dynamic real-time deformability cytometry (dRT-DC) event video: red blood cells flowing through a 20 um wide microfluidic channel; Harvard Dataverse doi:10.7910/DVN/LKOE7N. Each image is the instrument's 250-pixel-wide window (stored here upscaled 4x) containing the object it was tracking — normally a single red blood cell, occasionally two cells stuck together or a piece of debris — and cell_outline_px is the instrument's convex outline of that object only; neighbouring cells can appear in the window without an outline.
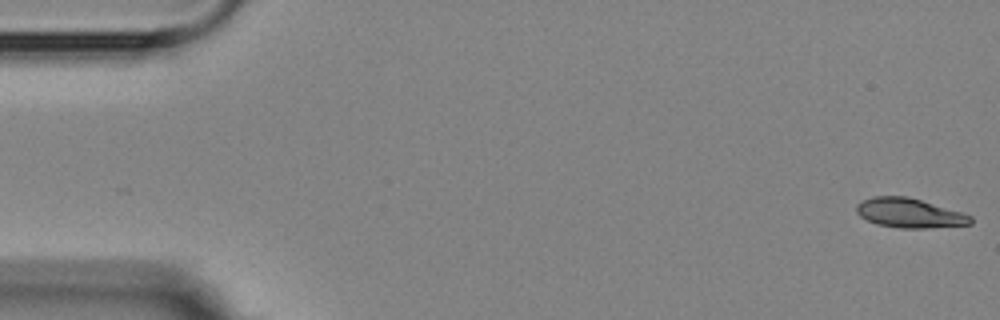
{"species": "Egyptian fruit bat (a non-hibernating species)", "species_latin": "Rousettus aegyptiacus", "temperature_condition": "room temperature", "stored_images_in_passage": 5, "segment_of_instrument_passage": [1, 2], "camera_frame_rate_fps": 3000, "um_per_image_px": 0.085, "animal": {"sex": "female"}, "frame": {"image": 1, "passage_image": 1, "time_ms": 0.0, "image_size_px": [1000, 320], "cell_outline_px": [[972, 224], [924, 228], [900, 228], [876, 224], [860, 216], [856, 212], [856, 204], [872, 196], [908, 196], [960, 212], [972, 216]], "centroid_in_image_um": [77.27, 18.1], "position_along_channel_um": 7.7, "area_um2": 19.42}}
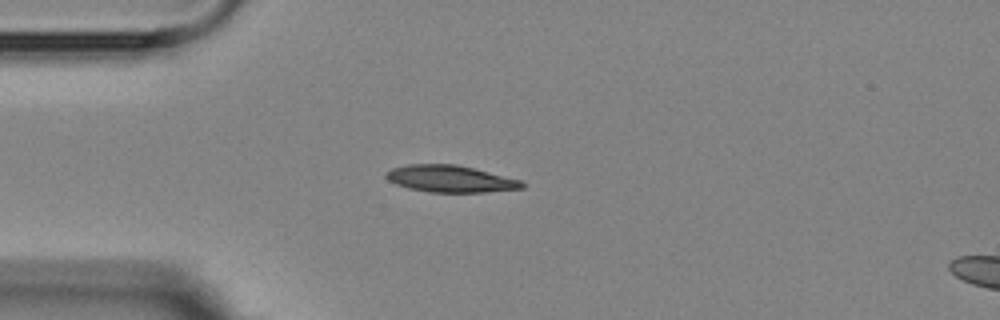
{"frame": {"image": 2, "passage_image": 4, "time_ms": 4.333, "image_size_px": [1000, 320], "cell_outline_px": [[524, 188], [484, 192], [428, 192], [408, 188], [396, 184], [388, 180], [384, 176], [392, 168], [408, 164], [456, 164], [520, 180], [524, 184]], "centroid_in_image_um": [38.24, 15.2], "position_along_channel_um": 46.8, "area_um2": 21.04}}